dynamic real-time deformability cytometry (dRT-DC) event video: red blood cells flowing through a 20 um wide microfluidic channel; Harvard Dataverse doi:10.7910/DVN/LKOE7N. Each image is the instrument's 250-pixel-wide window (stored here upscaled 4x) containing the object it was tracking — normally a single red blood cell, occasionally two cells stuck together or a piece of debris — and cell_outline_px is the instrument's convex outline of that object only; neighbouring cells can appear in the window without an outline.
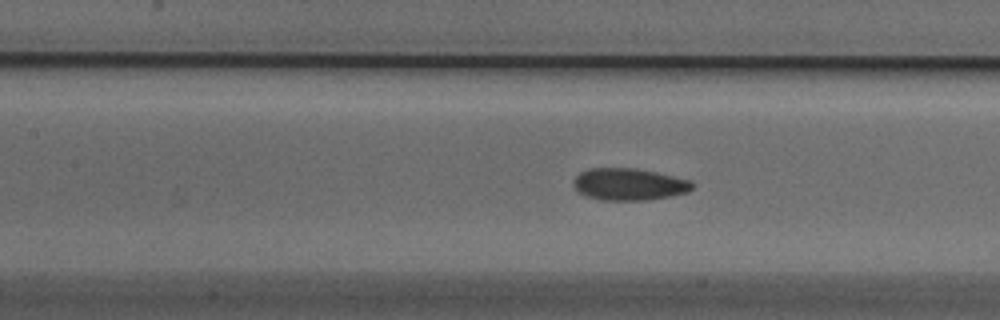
{"species": "Egyptian fruit bat (a non-hibernating species)", "species_latin": "Rousettus aegyptiacus", "temperature_condition": "cold", "stored_images_in_passage": 54, "camera_frame_rate_fps": 3000, "um_per_image_px": 0.085, "animal": {"sex": "male"}, "frame": {"image": 1, "passage_image": 23, "time_ms": 7.333, "image_size_px": [1000, 320], "cell_outline_px": [[692, 188], [688, 192], [648, 200], [600, 200], [588, 196], [580, 192], [572, 184], [572, 180], [580, 172], [588, 168], [636, 168], [656, 172], [692, 180]], "centroid_in_image_um": [53.45, 15.65], "position_along_channel_um": 153.9, "area_um2": 22.14}}
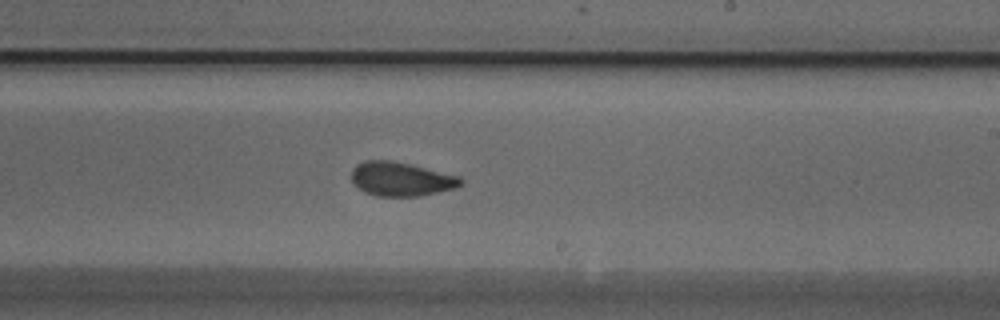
{"frame": {"image": 2, "passage_image": 31, "time_ms": 10.0, "image_size_px": [1000, 320], "cell_outline_px": [[464, 184], [456, 188], [420, 196], [376, 196], [364, 192], [352, 184], [352, 168], [356, 164], [364, 160], [392, 160], [460, 176], [464, 180]], "centroid_in_image_um": [34.08, 15.22], "position_along_channel_um": 254.9, "area_um2": 21.91}}
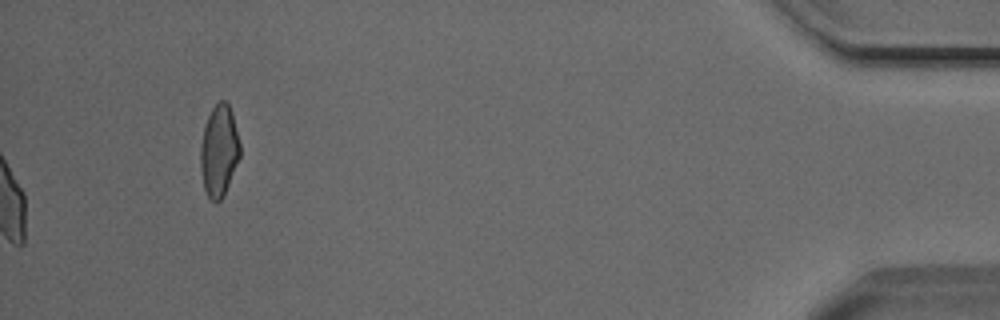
{"frame": {"image": 3, "passage_image": 54, "time_ms": 17.667, "image_size_px": [1000, 320], "cell_outline_px": [[240, 156], [224, 196], [216, 204], [208, 196], [204, 188], [200, 168], [200, 148], [204, 128], [208, 116], [212, 108], [220, 100], [224, 100], [228, 104], [232, 112], [240, 144]], "centroid_in_image_um": [18.62, 12.84], "position_along_channel_um": 416.6, "area_um2": 21.04}, "authors_computed_cell_mechanics": {"area_um2": 21.8484, "velocity_mm_per_s": 3.8085, "shape_relaxation_time_tau1_ms": 4.2849, "shape_relaxation_time_tau2_ms": 1.6793, "deformation_change_tau1": 0.1286, "deformation_change_tau2": 0.0732}}